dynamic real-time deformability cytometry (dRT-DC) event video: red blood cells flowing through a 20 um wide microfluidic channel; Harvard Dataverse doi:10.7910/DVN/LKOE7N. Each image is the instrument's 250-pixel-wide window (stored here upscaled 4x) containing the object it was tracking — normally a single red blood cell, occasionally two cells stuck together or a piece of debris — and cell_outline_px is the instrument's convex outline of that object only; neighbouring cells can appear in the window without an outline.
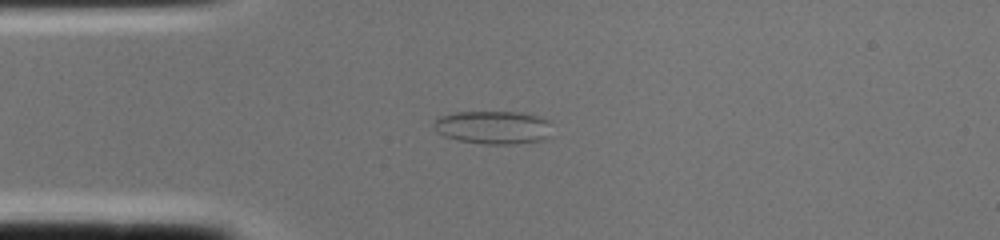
{"species": "common noctule bat (a hibernating species)", "species_latin": "Nyctalus noctula", "temperature_condition": "cold", "stored_images_in_passage": 1, "camera_frame_rate_fps": 3000, "um_per_image_px": 0.085, "animal": {"sex": "female", "body_mass_g": 22.0, "forearm_length_mm": 56.7}, "frame": {"image": 1, "passage_image": 1, "time_ms": 0.0, "image_size_px": [1000, 240], "cell_outline_px": [[552, 124], [548, 136], [544, 140], [516, 144], [484, 144], [460, 140], [444, 136], [436, 128], [436, 116], [456, 112], [520, 112], [536, 116], [548, 120]], "centroid_in_image_um": [41.96, 10.82], "position_along_channel_um": 43.0, "area_um2": 22.77}}